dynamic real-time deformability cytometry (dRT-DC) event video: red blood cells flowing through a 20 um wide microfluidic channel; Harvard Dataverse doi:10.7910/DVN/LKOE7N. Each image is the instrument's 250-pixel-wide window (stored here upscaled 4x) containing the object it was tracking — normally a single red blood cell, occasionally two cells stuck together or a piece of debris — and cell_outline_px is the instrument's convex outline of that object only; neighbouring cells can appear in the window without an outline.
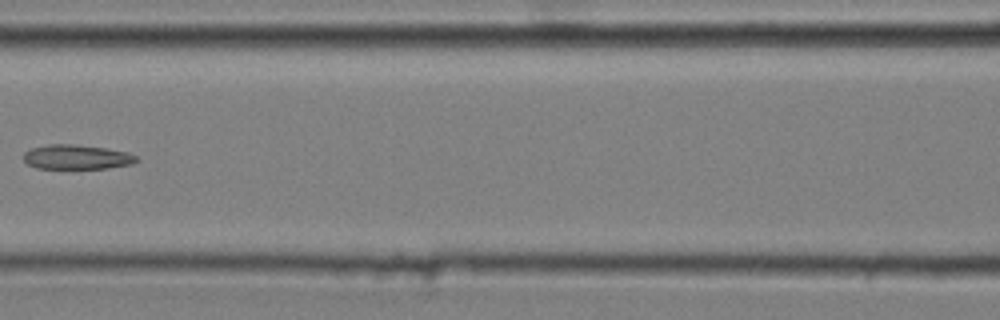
{"species": "common noctule bat (a hibernating species)", "species_latin": "Nyctalus noctula", "temperature_condition": "cold", "stored_images_in_passage": 4, "camera_frame_rate_fps": 3000, "um_per_image_px": 0.085, "animal": {"sex": "male", "body_mass_g": 20.4}, "frame": {"image": 1, "passage_image": 3, "time_ms": 0.667, "image_size_px": [1000, 320], "cell_outline_px": [[140, 160], [132, 164], [108, 168], [36, 168], [28, 164], [24, 160], [24, 152], [32, 148], [48, 144], [76, 144], [104, 148], [128, 152], [136, 156]], "centroid_in_image_um": [6.54, 13.34], "position_along_channel_um": 160.1, "area_um2": 16.13}}
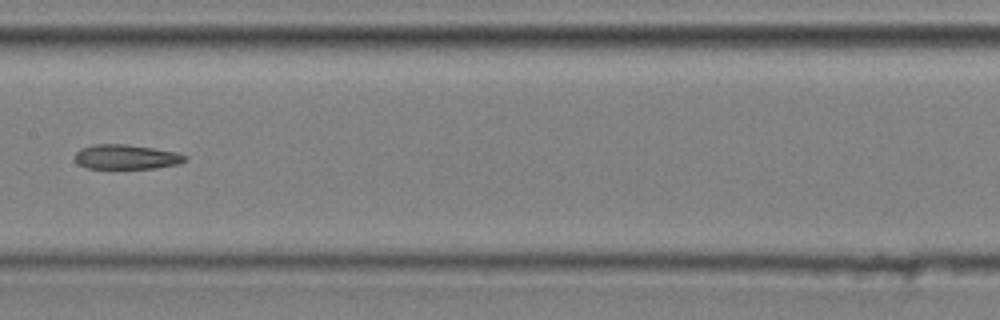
{"frame": {"image": 2, "passage_image": 4, "time_ms": 1.0, "image_size_px": [1000, 320], "cell_outline_px": [[188, 160], [180, 164], [156, 168], [88, 168], [76, 164], [76, 152], [80, 148], [96, 144], [124, 144], [152, 148], [176, 152], [184, 156]], "centroid_in_image_um": [10.72, 13.34], "position_along_channel_um": 196.7, "area_um2": 15.72}}